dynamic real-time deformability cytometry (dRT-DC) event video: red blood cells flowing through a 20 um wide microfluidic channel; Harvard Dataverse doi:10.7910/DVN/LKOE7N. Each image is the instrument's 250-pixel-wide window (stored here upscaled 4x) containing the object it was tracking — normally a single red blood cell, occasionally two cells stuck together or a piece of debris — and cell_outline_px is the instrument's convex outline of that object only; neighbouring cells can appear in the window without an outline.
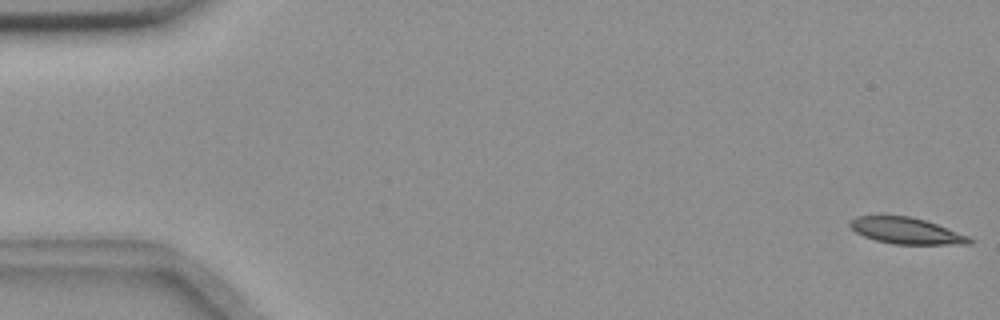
{"species": "common noctule bat (a hibernating species)", "species_latin": "Nyctalus noctula", "temperature_condition": "room temperature", "stored_images_in_passage": 56, "camera_frame_rate_fps": 3000, "um_per_image_px": 0.085, "animal": {"sex": "female", "body_mass_g": 18.4}, "frame": {"image": 1, "passage_image": 1, "time_ms": 0.0, "image_size_px": [1000, 320], "cell_outline_px": [[976, 240], [972, 244], [892, 244], [876, 240], [864, 236], [856, 232], [848, 224], [856, 216], [908, 216], [924, 220], [936, 224], [968, 236]], "centroid_in_image_um": [77.06, 19.63], "position_along_channel_um": 7.9, "area_um2": 18.09}}
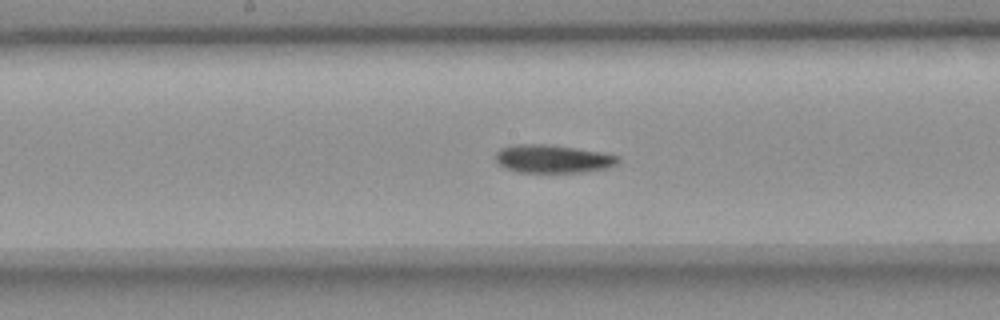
{"frame": {"image": 2, "passage_image": 29, "time_ms": 9.333, "image_size_px": [1000, 320], "cell_outline_px": [[620, 160], [616, 164], [608, 168], [584, 172], [516, 172], [500, 164], [496, 160], [496, 152], [500, 148], [516, 144], [552, 144], [604, 152], [620, 156]], "centroid_in_image_um": [47.04, 13.49], "position_along_channel_um": 201.2, "area_um2": 20.29}}
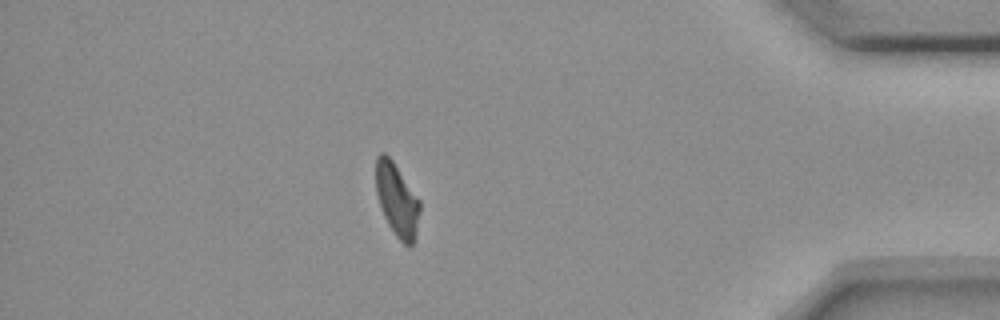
{"frame": {"image": 3, "passage_image": 49, "time_ms": 16.0, "image_size_px": [1000, 320], "cell_outline_px": [[420, 208], [416, 232], [412, 244], [404, 244], [396, 236], [388, 224], [384, 216], [376, 192], [376, 156], [380, 152], [384, 152], [392, 160], [420, 200]], "centroid_in_image_um": [33.73, 16.95], "position_along_channel_um": 401.5, "area_um2": 18.38}, "authors_computed_cell_mechanics": {"area_um2": 19.7098, "velocity_mm_per_s": 3.6172, "shape_relaxation_time_tau1_ms": 7.4067, "shape_relaxation_time_tau2_ms": null, "deformation_change_tau1": 0.1639, "deformation_change_tau2": null}}